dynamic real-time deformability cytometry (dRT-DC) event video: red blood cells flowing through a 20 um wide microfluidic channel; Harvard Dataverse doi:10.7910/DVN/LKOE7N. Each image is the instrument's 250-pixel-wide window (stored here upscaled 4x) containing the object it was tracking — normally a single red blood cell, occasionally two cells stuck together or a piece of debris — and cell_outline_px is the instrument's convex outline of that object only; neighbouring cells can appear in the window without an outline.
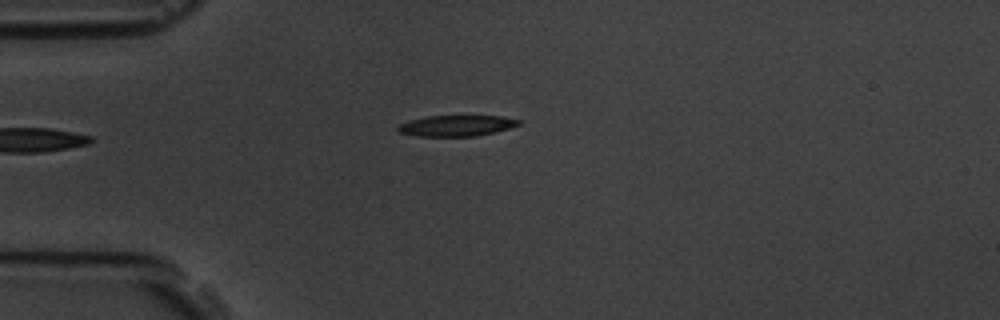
{"species": "common noctule bat (a hibernating species)", "species_latin": "Nyctalus noctula", "temperature_condition": "room temperature", "stored_images_in_passage": 4, "camera_frame_rate_fps": 3000, "um_per_image_px": 0.085, "animal": {"sex": "male", "body_mass_g": 19.5, "forearm_length_mm": 54.6}, "frame": {"image": 1, "passage_image": 4, "time_ms": 4.333, "image_size_px": [1000, 320], "cell_outline_px": [[520, 124], [508, 128], [476, 136], [416, 136], [400, 132], [396, 128], [400, 124], [408, 120], [424, 116], [500, 116], [520, 120]], "centroid_in_image_um": [38.74, 10.68], "position_along_channel_um": 46.3, "area_um2": 14.57}}